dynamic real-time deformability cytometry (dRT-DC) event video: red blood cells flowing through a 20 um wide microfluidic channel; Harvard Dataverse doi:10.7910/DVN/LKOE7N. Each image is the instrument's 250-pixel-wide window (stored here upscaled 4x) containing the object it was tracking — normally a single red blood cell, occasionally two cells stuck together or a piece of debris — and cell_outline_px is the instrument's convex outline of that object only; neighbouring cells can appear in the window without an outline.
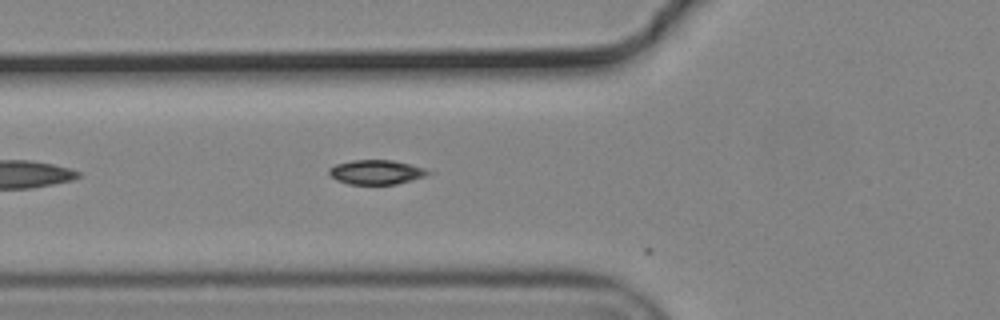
{"species": "common noctule bat (a hibernating species)", "species_latin": "Nyctalus noctula", "temperature_condition": "cold", "stored_images_in_passage": 3, "camera_frame_rate_fps": 3000, "um_per_image_px": 0.085, "animal": {"sex": "male", "body_mass_g": 19.2, "forearm_length_mm": 51.8}, "frame": {"image": 1, "passage_image": 2, "time_ms": 0.333, "image_size_px": [1000, 320], "cell_outline_px": [[436, 172], [412, 180], [396, 184], [348, 184], [336, 180], [328, 172], [328, 168], [336, 164], [352, 160], [392, 160], [424, 168]], "centroid_in_image_um": [31.99, 14.63], "position_along_channel_um": 93.8, "area_um2": 14.1}}